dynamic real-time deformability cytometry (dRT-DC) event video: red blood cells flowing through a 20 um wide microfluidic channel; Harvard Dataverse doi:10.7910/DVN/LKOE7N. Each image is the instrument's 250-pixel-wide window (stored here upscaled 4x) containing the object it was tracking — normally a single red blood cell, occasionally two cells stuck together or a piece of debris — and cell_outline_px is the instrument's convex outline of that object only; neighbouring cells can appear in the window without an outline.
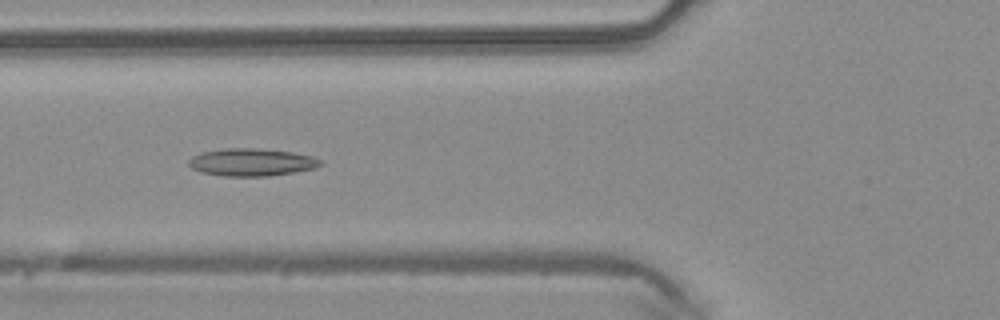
{"species": "common noctule bat (a hibernating species)", "species_latin": "Nyctalus noctula", "temperature_condition": "warm", "stored_images_in_passage": 42, "camera_frame_rate_fps": 3000, "um_per_image_px": 0.085, "animal": {"sex": "male", "body_mass_g": 20.4}, "frame": {"image": 1, "passage_image": 11, "time_ms": 3.333, "image_size_px": [1000, 320], "cell_outline_px": [[324, 164], [316, 168], [268, 176], [220, 176], [204, 172], [192, 168], [188, 164], [188, 160], [192, 156], [200, 152], [224, 148], [256, 148], [292, 152], [312, 156], [320, 160]], "centroid_in_image_um": [21.37, 13.78], "position_along_channel_um": 104.4, "area_um2": 21.15}}
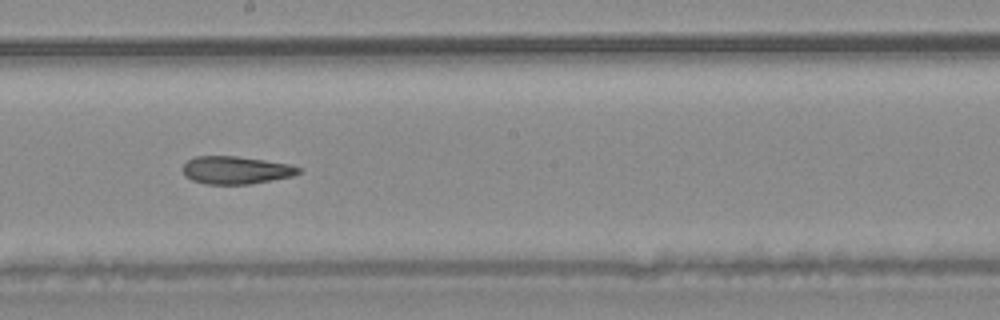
{"frame": {"image": 2, "passage_image": 20, "time_ms": 6.333, "image_size_px": [1000, 320], "cell_outline_px": [[300, 172], [292, 176], [272, 180], [248, 184], [204, 184], [192, 180], [184, 176], [184, 164], [188, 160], [196, 156], [236, 156], [292, 164], [300, 168]], "centroid_in_image_um": [20.05, 14.46], "position_along_channel_um": 228.1, "area_um2": 18.67}}
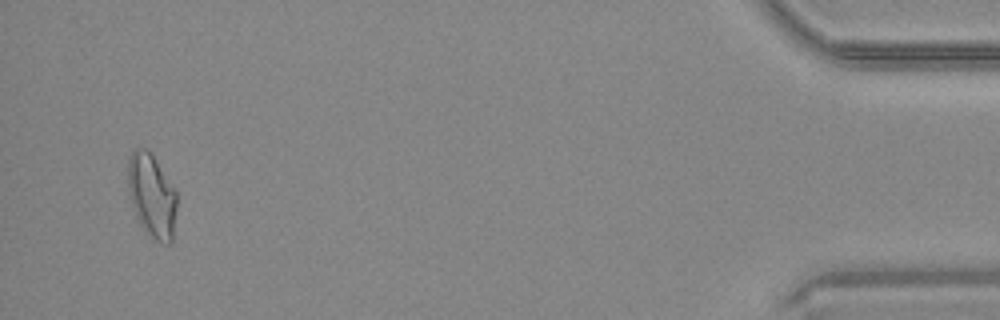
{"frame": {"image": 3, "passage_image": 40, "time_ms": 13.0, "image_size_px": [1000, 320], "cell_outline_px": [[176, 208], [172, 244], [168, 244], [156, 240], [140, 224], [132, 208], [128, 196], [128, 156], [136, 148], [148, 148], [152, 152], [176, 192]], "centroid_in_image_um": [12.88, 16.59], "position_along_channel_um": 422.3, "area_um2": 23.93}, "authors_computed_cell_mechanics": {"area_um2": 20.0277, "velocity_mm_per_s": 4.1176, "shape_relaxation_time_tau1_ms": null, "shape_relaxation_time_tau2_ms": 4.5546, "deformation_change_tau1": null, "deformation_change_tau2": 0.1298}}